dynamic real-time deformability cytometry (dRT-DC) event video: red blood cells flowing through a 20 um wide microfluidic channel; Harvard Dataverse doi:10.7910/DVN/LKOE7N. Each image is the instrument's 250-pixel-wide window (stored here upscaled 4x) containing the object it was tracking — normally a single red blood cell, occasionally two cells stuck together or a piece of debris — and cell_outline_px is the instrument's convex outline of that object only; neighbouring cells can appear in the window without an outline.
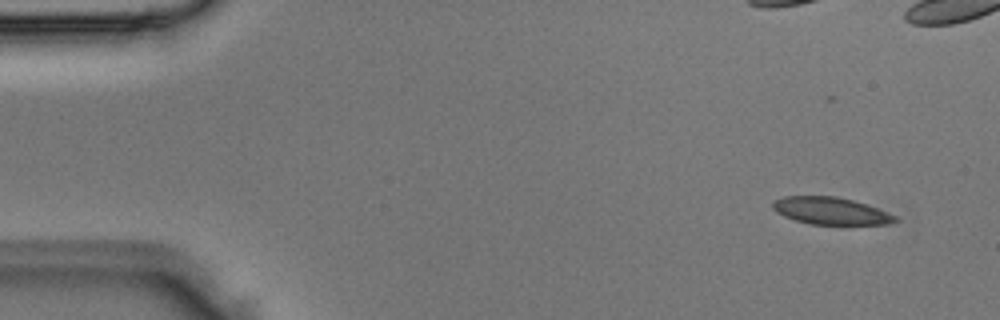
{"species": "Egyptian fruit bat (a non-hibernating species)", "species_latin": "Rousettus aegyptiacus", "temperature_condition": "room temperature", "stored_images_in_passage": 4, "camera_frame_rate_fps": 3000, "um_per_image_px": 0.085, "animal": {"sex": "male"}, "frame": {"image": 1, "passage_image": 1, "time_ms": 0.0, "image_size_px": [1000, 320], "cell_outline_px": [[900, 220], [888, 224], [812, 224], [796, 220], [784, 216], [776, 212], [772, 208], [772, 204], [776, 200], [784, 196], [836, 196], [852, 200], [876, 208], [896, 216]], "centroid_in_image_um": [70.6, 17.92], "position_along_channel_um": 14.4, "area_um2": 19.13}}